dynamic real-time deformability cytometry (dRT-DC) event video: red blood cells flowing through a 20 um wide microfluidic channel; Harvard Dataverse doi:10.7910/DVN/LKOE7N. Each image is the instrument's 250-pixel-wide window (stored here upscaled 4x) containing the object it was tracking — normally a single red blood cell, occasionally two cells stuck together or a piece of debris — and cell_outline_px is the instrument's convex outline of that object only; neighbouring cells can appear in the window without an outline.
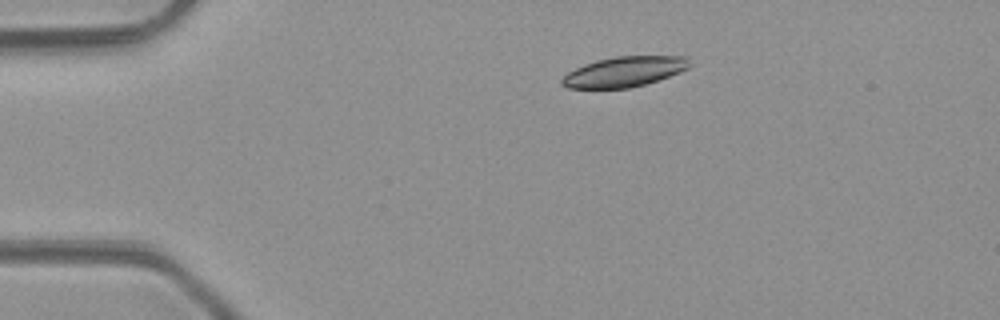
{"species": "common noctule bat (a hibernating species)", "species_latin": "Nyctalus noctula", "temperature_condition": "room temperature", "stored_images_in_passage": 4, "camera_frame_rate_fps": 3000, "um_per_image_px": 0.085, "animal": {"sex": "male", "body_mass_g": 23.1, "forearm_length_mm": 52.7}, "frame": {"image": 1, "passage_image": 2, "time_ms": 1.333, "image_size_px": [1000, 320], "cell_outline_px": [[692, 64], [688, 68], [680, 72], [660, 80], [628, 88], [568, 88], [560, 84], [560, 80], [568, 72], [584, 64], [596, 60], [616, 56], [688, 56]], "centroid_in_image_um": [53.09, 6.09], "position_along_channel_um": 31.9, "area_um2": 22.6}}